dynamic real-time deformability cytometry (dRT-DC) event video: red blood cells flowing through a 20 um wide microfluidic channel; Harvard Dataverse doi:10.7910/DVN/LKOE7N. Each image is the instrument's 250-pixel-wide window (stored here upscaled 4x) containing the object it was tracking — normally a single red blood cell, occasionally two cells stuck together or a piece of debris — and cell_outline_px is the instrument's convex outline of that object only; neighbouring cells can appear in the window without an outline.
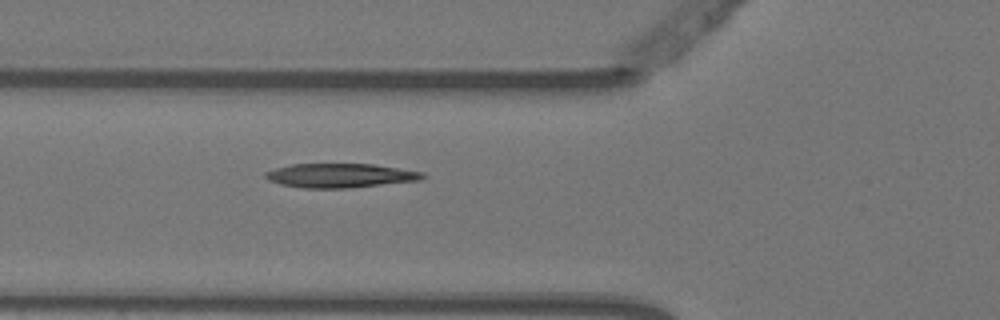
{"species": "Egyptian fruit bat (a non-hibernating species)", "species_latin": "Rousettus aegyptiacus", "temperature_condition": "warm", "stored_images_in_passage": 5, "camera_frame_rate_fps": 3000, "um_per_image_px": 0.085, "animal": {"sex": "female"}, "frame": {"image": 1, "passage_image": 5, "time_ms": 1.333, "image_size_px": [1000, 320], "cell_outline_px": [[428, 176], [420, 180], [348, 188], [300, 188], [280, 184], [268, 180], [264, 176], [264, 172], [276, 168], [292, 164], [372, 164], [424, 172]], "centroid_in_image_um": [28.91, 14.92], "position_along_channel_um": 96.9, "area_um2": 22.14}}